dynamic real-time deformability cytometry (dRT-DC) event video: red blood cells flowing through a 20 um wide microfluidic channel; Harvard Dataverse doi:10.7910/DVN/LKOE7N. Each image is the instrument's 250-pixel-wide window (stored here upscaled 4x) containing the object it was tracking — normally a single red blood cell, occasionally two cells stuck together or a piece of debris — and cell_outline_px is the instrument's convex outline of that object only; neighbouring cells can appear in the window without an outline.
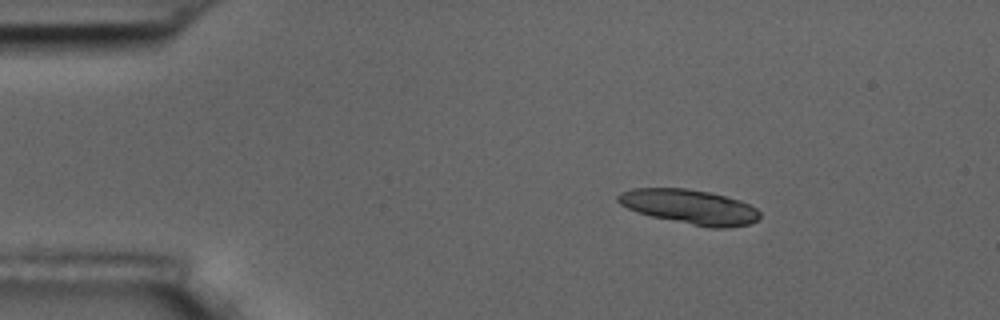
{"species": "common noctule bat (a hibernating species)", "species_latin": "Nyctalus noctula", "temperature_condition": "room temperature", "stored_images_in_passage": 6, "camera_frame_rate_fps": 3000, "um_per_image_px": 0.085, "animal": {"sex": "male", "body_mass_g": 17.5, "forearm_length_mm": 52.3}, "frame": {"image": 1, "passage_image": 2, "time_ms": 1.333, "image_size_px": [1000, 320], "cell_outline_px": [[760, 216], [752, 224], [728, 228], [712, 228], [652, 216], [636, 212], [620, 204], [616, 200], [616, 196], [620, 192], [632, 188], [684, 188], [708, 192], [740, 200], [756, 208], [760, 212]], "centroid_in_image_um": [58.62, 17.58], "position_along_channel_um": 26.4, "area_um2": 28.5}}